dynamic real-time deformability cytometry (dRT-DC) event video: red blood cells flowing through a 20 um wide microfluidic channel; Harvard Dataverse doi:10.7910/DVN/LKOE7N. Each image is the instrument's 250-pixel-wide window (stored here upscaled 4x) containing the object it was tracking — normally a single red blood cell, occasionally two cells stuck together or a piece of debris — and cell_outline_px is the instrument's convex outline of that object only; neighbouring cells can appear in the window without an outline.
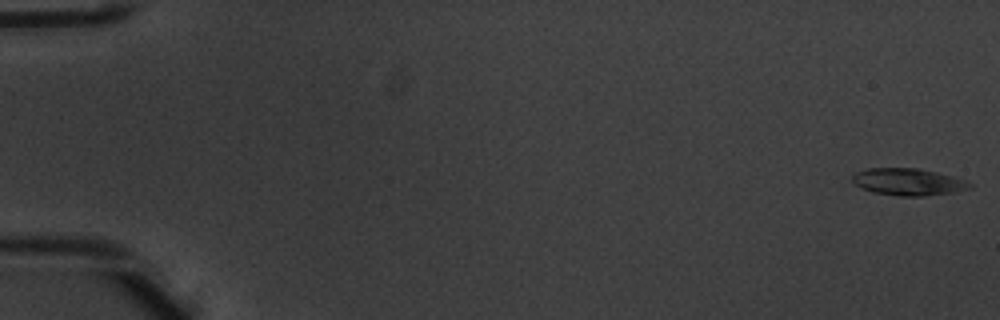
{"species": "common noctule bat (a hibernating species)", "species_latin": "Nyctalus noctula", "temperature_condition": "warm", "stored_images_in_passage": 52, "camera_frame_rate_fps": 3000, "um_per_image_px": 0.085, "animal": {"sex": "male", "body_mass_g": 20.1, "forearm_length_mm": 53.5}, "frame": {"image": 1, "passage_image": 1, "time_ms": 0.0, "image_size_px": [1000, 320], "cell_outline_px": [[972, 188], [956, 192], [924, 196], [896, 196], [872, 192], [860, 188], [852, 180], [852, 176], [856, 172], [868, 168], [916, 168], [936, 172], [952, 176], [964, 180], [972, 184]], "centroid_in_image_um": [77.19, 15.47], "position_along_channel_um": 7.8, "area_um2": 18.55}}
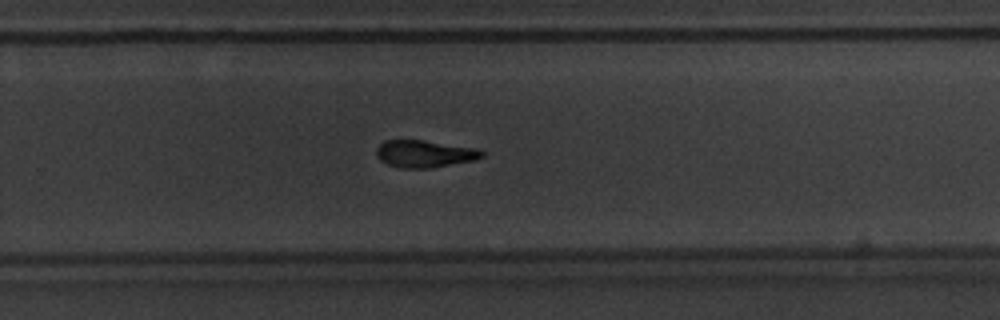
{"frame": {"image": 2, "passage_image": 35, "time_ms": 11.333, "image_size_px": [1000, 320], "cell_outline_px": [[484, 156], [476, 160], [428, 168], [400, 168], [388, 164], [380, 160], [376, 156], [376, 148], [384, 140], [424, 140], [476, 148], [484, 152]], "centroid_in_image_um": [36.08, 13.07], "position_along_channel_um": 293.7, "area_um2": 16.76}}
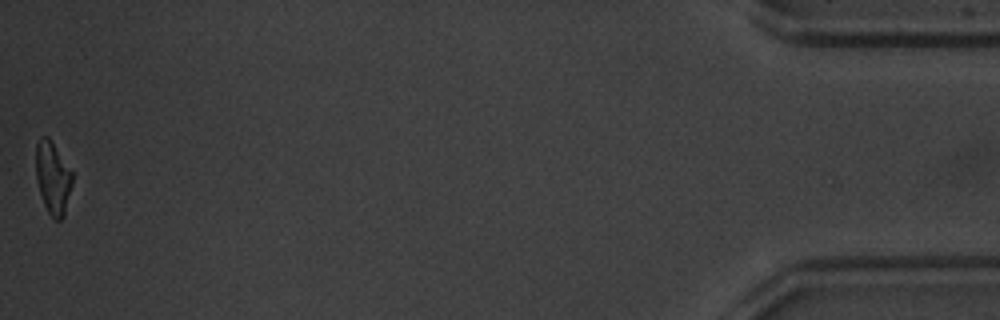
{"frame": {"image": 3, "passage_image": 52, "time_ms": 17.0, "image_size_px": [1000, 320], "cell_outline_px": [[72, 184], [64, 216], [60, 220], [56, 220], [48, 212], [44, 204], [36, 180], [36, 144], [40, 136], [48, 136], [52, 140], [72, 172]], "centroid_in_image_um": [4.48, 15.08], "position_along_channel_um": 430.7, "area_um2": 15.37}, "authors_computed_cell_mechanics": {"area_um2": 17.5423, "velocity_mm_per_s": 3.9681, "shape_relaxation_time_tau1_ms": 3.1194, "shape_relaxation_time_tau2_ms": 3.6236, "deformation_change_tau1": 0.1444, "deformation_change_tau2": 0.1296}}